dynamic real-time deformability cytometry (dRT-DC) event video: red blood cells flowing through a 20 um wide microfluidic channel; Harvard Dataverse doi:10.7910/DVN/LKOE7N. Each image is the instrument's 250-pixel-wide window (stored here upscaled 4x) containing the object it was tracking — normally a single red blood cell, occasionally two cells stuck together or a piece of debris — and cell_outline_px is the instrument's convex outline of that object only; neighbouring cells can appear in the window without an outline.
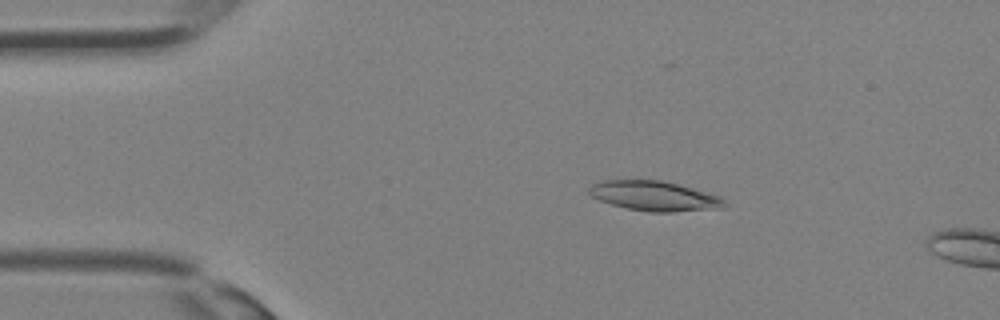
{"species": "Egyptian fruit bat (a non-hibernating species)", "species_latin": "Rousettus aegyptiacus", "temperature_condition": "room temperature", "stored_images_in_passage": 10, "camera_frame_rate_fps": 3000, "um_per_image_px": 0.085, "animal": {"sex": "female"}, "frame": {"image": 1, "passage_image": 4, "time_ms": 1.0, "image_size_px": [1000, 320], "cell_outline_px": [[728, 204], [724, 208], [672, 212], [648, 212], [628, 208], [612, 204], [600, 200], [592, 196], [588, 192], [588, 188], [592, 184], [604, 180], [660, 180], [676, 184], [720, 196]], "centroid_in_image_um": [55.63, 16.66], "position_along_channel_um": 29.4, "area_um2": 23.35}}
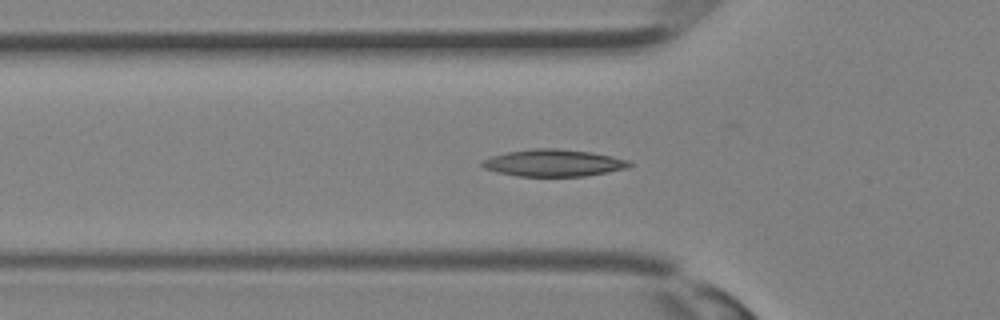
{"frame": {"image": 2, "passage_image": 9, "time_ms": 2.667, "image_size_px": [1000, 320], "cell_outline_px": [[632, 164], [628, 168], [608, 172], [584, 176], [516, 176], [496, 172], [484, 168], [480, 164], [480, 160], [492, 156], [508, 152], [532, 148], [556, 148], [592, 152], [612, 156], [628, 160]], "centroid_in_image_um": [47.03, 13.84], "position_along_channel_um": 78.8, "area_um2": 23.29}}